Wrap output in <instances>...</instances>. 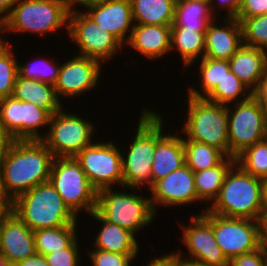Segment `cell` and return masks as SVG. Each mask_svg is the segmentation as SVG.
Instances as JSON below:
<instances>
[{"label": "cell", "mask_w": 267, "mask_h": 266, "mask_svg": "<svg viewBox=\"0 0 267 266\" xmlns=\"http://www.w3.org/2000/svg\"><path fill=\"white\" fill-rule=\"evenodd\" d=\"M54 158L41 140H11L0 159L8 195L14 200L48 182Z\"/></svg>", "instance_id": "obj_1"}, {"label": "cell", "mask_w": 267, "mask_h": 266, "mask_svg": "<svg viewBox=\"0 0 267 266\" xmlns=\"http://www.w3.org/2000/svg\"><path fill=\"white\" fill-rule=\"evenodd\" d=\"M69 13L68 0H19L1 22L2 39L13 32L43 37L57 34L63 28L68 34Z\"/></svg>", "instance_id": "obj_2"}, {"label": "cell", "mask_w": 267, "mask_h": 266, "mask_svg": "<svg viewBox=\"0 0 267 266\" xmlns=\"http://www.w3.org/2000/svg\"><path fill=\"white\" fill-rule=\"evenodd\" d=\"M11 212L32 231L80 223L49 181L16 197Z\"/></svg>", "instance_id": "obj_3"}, {"label": "cell", "mask_w": 267, "mask_h": 266, "mask_svg": "<svg viewBox=\"0 0 267 266\" xmlns=\"http://www.w3.org/2000/svg\"><path fill=\"white\" fill-rule=\"evenodd\" d=\"M207 211L224 217L260 221L263 214L260 178L244 172L235 163Z\"/></svg>", "instance_id": "obj_4"}, {"label": "cell", "mask_w": 267, "mask_h": 266, "mask_svg": "<svg viewBox=\"0 0 267 266\" xmlns=\"http://www.w3.org/2000/svg\"><path fill=\"white\" fill-rule=\"evenodd\" d=\"M138 119L136 132L134 130L131 142L121 153L123 186L141 192L142 188L147 187L149 190L152 187L151 167L156 145V112L149 107H143Z\"/></svg>", "instance_id": "obj_5"}, {"label": "cell", "mask_w": 267, "mask_h": 266, "mask_svg": "<svg viewBox=\"0 0 267 266\" xmlns=\"http://www.w3.org/2000/svg\"><path fill=\"white\" fill-rule=\"evenodd\" d=\"M120 189L123 190L119 191V187L118 189L115 187L97 191L95 211L107 222L128 229L137 236L140 231H143L142 229H146L155 222L158 214L152 207L148 196L150 194L141 196L138 193L137 195L135 188L124 186Z\"/></svg>", "instance_id": "obj_6"}, {"label": "cell", "mask_w": 267, "mask_h": 266, "mask_svg": "<svg viewBox=\"0 0 267 266\" xmlns=\"http://www.w3.org/2000/svg\"><path fill=\"white\" fill-rule=\"evenodd\" d=\"M187 97L186 119L178 131L183 140L206 143L229 157L227 106L205 98Z\"/></svg>", "instance_id": "obj_7"}, {"label": "cell", "mask_w": 267, "mask_h": 266, "mask_svg": "<svg viewBox=\"0 0 267 266\" xmlns=\"http://www.w3.org/2000/svg\"><path fill=\"white\" fill-rule=\"evenodd\" d=\"M64 107L51 115L48 132L41 139L55 158L75 157L84 147L94 143L97 129L90 118L80 117Z\"/></svg>", "instance_id": "obj_8"}, {"label": "cell", "mask_w": 267, "mask_h": 266, "mask_svg": "<svg viewBox=\"0 0 267 266\" xmlns=\"http://www.w3.org/2000/svg\"><path fill=\"white\" fill-rule=\"evenodd\" d=\"M49 182L77 217L96 210L97 190L74 157L54 158Z\"/></svg>", "instance_id": "obj_9"}, {"label": "cell", "mask_w": 267, "mask_h": 266, "mask_svg": "<svg viewBox=\"0 0 267 266\" xmlns=\"http://www.w3.org/2000/svg\"><path fill=\"white\" fill-rule=\"evenodd\" d=\"M112 141H97L84 147L74 158L97 190L122 187L123 147Z\"/></svg>", "instance_id": "obj_10"}, {"label": "cell", "mask_w": 267, "mask_h": 266, "mask_svg": "<svg viewBox=\"0 0 267 266\" xmlns=\"http://www.w3.org/2000/svg\"><path fill=\"white\" fill-rule=\"evenodd\" d=\"M68 36L77 46V55L94 59L103 67L124 51V46L112 34L84 12L70 10Z\"/></svg>", "instance_id": "obj_11"}, {"label": "cell", "mask_w": 267, "mask_h": 266, "mask_svg": "<svg viewBox=\"0 0 267 266\" xmlns=\"http://www.w3.org/2000/svg\"><path fill=\"white\" fill-rule=\"evenodd\" d=\"M229 157H236L244 149L267 138L265 118L257 99H249L227 106Z\"/></svg>", "instance_id": "obj_12"}, {"label": "cell", "mask_w": 267, "mask_h": 266, "mask_svg": "<svg viewBox=\"0 0 267 266\" xmlns=\"http://www.w3.org/2000/svg\"><path fill=\"white\" fill-rule=\"evenodd\" d=\"M51 115L44 109L13 96L0 99V125L11 140H41ZM42 130L43 132L41 133Z\"/></svg>", "instance_id": "obj_13"}, {"label": "cell", "mask_w": 267, "mask_h": 266, "mask_svg": "<svg viewBox=\"0 0 267 266\" xmlns=\"http://www.w3.org/2000/svg\"><path fill=\"white\" fill-rule=\"evenodd\" d=\"M196 214L191 215L186 225L180 223V240L187 252L185 256L182 255L181 249L177 252L182 257L200 261L208 266H229V260L216 242L212 228V213L202 210Z\"/></svg>", "instance_id": "obj_14"}, {"label": "cell", "mask_w": 267, "mask_h": 266, "mask_svg": "<svg viewBox=\"0 0 267 266\" xmlns=\"http://www.w3.org/2000/svg\"><path fill=\"white\" fill-rule=\"evenodd\" d=\"M212 228L217 244L229 261L261 246L259 220L224 217L212 213Z\"/></svg>", "instance_id": "obj_15"}, {"label": "cell", "mask_w": 267, "mask_h": 266, "mask_svg": "<svg viewBox=\"0 0 267 266\" xmlns=\"http://www.w3.org/2000/svg\"><path fill=\"white\" fill-rule=\"evenodd\" d=\"M103 66L96 60L75 54L60 64L57 81L54 84L58 99H73L84 96L97 87ZM62 98V99H60Z\"/></svg>", "instance_id": "obj_16"}, {"label": "cell", "mask_w": 267, "mask_h": 266, "mask_svg": "<svg viewBox=\"0 0 267 266\" xmlns=\"http://www.w3.org/2000/svg\"><path fill=\"white\" fill-rule=\"evenodd\" d=\"M149 190L156 214L159 206L169 209L203 202L195 189L194 173L186 164L156 181Z\"/></svg>", "instance_id": "obj_17"}, {"label": "cell", "mask_w": 267, "mask_h": 266, "mask_svg": "<svg viewBox=\"0 0 267 266\" xmlns=\"http://www.w3.org/2000/svg\"><path fill=\"white\" fill-rule=\"evenodd\" d=\"M162 116V113L156 112V145L151 167L152 186L156 181L185 164L182 134L177 129L176 134H171L169 129L166 134L163 124L167 122H164Z\"/></svg>", "instance_id": "obj_18"}, {"label": "cell", "mask_w": 267, "mask_h": 266, "mask_svg": "<svg viewBox=\"0 0 267 266\" xmlns=\"http://www.w3.org/2000/svg\"><path fill=\"white\" fill-rule=\"evenodd\" d=\"M84 13L112 34L124 47L134 26L130 0H111L93 6Z\"/></svg>", "instance_id": "obj_19"}, {"label": "cell", "mask_w": 267, "mask_h": 266, "mask_svg": "<svg viewBox=\"0 0 267 266\" xmlns=\"http://www.w3.org/2000/svg\"><path fill=\"white\" fill-rule=\"evenodd\" d=\"M219 19L208 24L205 32V56L215 60H227L243 45L242 29L236 18ZM217 22V23H216Z\"/></svg>", "instance_id": "obj_20"}, {"label": "cell", "mask_w": 267, "mask_h": 266, "mask_svg": "<svg viewBox=\"0 0 267 266\" xmlns=\"http://www.w3.org/2000/svg\"><path fill=\"white\" fill-rule=\"evenodd\" d=\"M36 253L34 232L10 212L2 222L0 255L14 264Z\"/></svg>", "instance_id": "obj_21"}, {"label": "cell", "mask_w": 267, "mask_h": 266, "mask_svg": "<svg viewBox=\"0 0 267 266\" xmlns=\"http://www.w3.org/2000/svg\"><path fill=\"white\" fill-rule=\"evenodd\" d=\"M170 40L171 25L134 24L126 44L147 60L154 61L170 53Z\"/></svg>", "instance_id": "obj_22"}, {"label": "cell", "mask_w": 267, "mask_h": 266, "mask_svg": "<svg viewBox=\"0 0 267 266\" xmlns=\"http://www.w3.org/2000/svg\"><path fill=\"white\" fill-rule=\"evenodd\" d=\"M230 70L254 92L267 80V52L242 45L229 59Z\"/></svg>", "instance_id": "obj_23"}, {"label": "cell", "mask_w": 267, "mask_h": 266, "mask_svg": "<svg viewBox=\"0 0 267 266\" xmlns=\"http://www.w3.org/2000/svg\"><path fill=\"white\" fill-rule=\"evenodd\" d=\"M101 224V229L94 235V243L91 249H100L120 254H140V244L138 237L130 230L119 227L104 220L96 211L88 217ZM137 238V239H136Z\"/></svg>", "instance_id": "obj_24"}, {"label": "cell", "mask_w": 267, "mask_h": 266, "mask_svg": "<svg viewBox=\"0 0 267 266\" xmlns=\"http://www.w3.org/2000/svg\"><path fill=\"white\" fill-rule=\"evenodd\" d=\"M12 96L20 101L31 102L50 115L65 106L58 99L53 84L26 79L19 75L16 77Z\"/></svg>", "instance_id": "obj_25"}, {"label": "cell", "mask_w": 267, "mask_h": 266, "mask_svg": "<svg viewBox=\"0 0 267 266\" xmlns=\"http://www.w3.org/2000/svg\"><path fill=\"white\" fill-rule=\"evenodd\" d=\"M205 32L171 27L170 53L179 52L184 68H194L196 61L205 56Z\"/></svg>", "instance_id": "obj_26"}, {"label": "cell", "mask_w": 267, "mask_h": 266, "mask_svg": "<svg viewBox=\"0 0 267 266\" xmlns=\"http://www.w3.org/2000/svg\"><path fill=\"white\" fill-rule=\"evenodd\" d=\"M216 18L210 1L176 0L174 21L171 27L206 31L208 24Z\"/></svg>", "instance_id": "obj_27"}, {"label": "cell", "mask_w": 267, "mask_h": 266, "mask_svg": "<svg viewBox=\"0 0 267 266\" xmlns=\"http://www.w3.org/2000/svg\"><path fill=\"white\" fill-rule=\"evenodd\" d=\"M134 24L172 25L176 0H130Z\"/></svg>", "instance_id": "obj_28"}, {"label": "cell", "mask_w": 267, "mask_h": 266, "mask_svg": "<svg viewBox=\"0 0 267 266\" xmlns=\"http://www.w3.org/2000/svg\"><path fill=\"white\" fill-rule=\"evenodd\" d=\"M234 164V157H226L220 164L213 168L193 172L198 197L206 204L203 209L204 211L207 210V204L209 203L208 205H210L218 196L225 176Z\"/></svg>", "instance_id": "obj_29"}, {"label": "cell", "mask_w": 267, "mask_h": 266, "mask_svg": "<svg viewBox=\"0 0 267 266\" xmlns=\"http://www.w3.org/2000/svg\"><path fill=\"white\" fill-rule=\"evenodd\" d=\"M199 63V64H198ZM199 67H197V79L199 78V84L197 87L188 85L187 95L196 98H206L217 86L219 82L230 71L229 61L227 60H215L208 57H203L197 60ZM199 69V70H198ZM198 87H200L198 89Z\"/></svg>", "instance_id": "obj_30"}, {"label": "cell", "mask_w": 267, "mask_h": 266, "mask_svg": "<svg viewBox=\"0 0 267 266\" xmlns=\"http://www.w3.org/2000/svg\"><path fill=\"white\" fill-rule=\"evenodd\" d=\"M78 226V227H77ZM78 224L33 231L36 252L43 256L68 248L77 238Z\"/></svg>", "instance_id": "obj_31"}, {"label": "cell", "mask_w": 267, "mask_h": 266, "mask_svg": "<svg viewBox=\"0 0 267 266\" xmlns=\"http://www.w3.org/2000/svg\"><path fill=\"white\" fill-rule=\"evenodd\" d=\"M183 144L185 164L193 172L213 168L227 157L221 150L206 143L183 140Z\"/></svg>", "instance_id": "obj_32"}, {"label": "cell", "mask_w": 267, "mask_h": 266, "mask_svg": "<svg viewBox=\"0 0 267 266\" xmlns=\"http://www.w3.org/2000/svg\"><path fill=\"white\" fill-rule=\"evenodd\" d=\"M253 92L230 70L205 98L220 105H231L249 99Z\"/></svg>", "instance_id": "obj_33"}, {"label": "cell", "mask_w": 267, "mask_h": 266, "mask_svg": "<svg viewBox=\"0 0 267 266\" xmlns=\"http://www.w3.org/2000/svg\"><path fill=\"white\" fill-rule=\"evenodd\" d=\"M235 163L254 177L267 175V138L244 149L235 157Z\"/></svg>", "instance_id": "obj_34"}, {"label": "cell", "mask_w": 267, "mask_h": 266, "mask_svg": "<svg viewBox=\"0 0 267 266\" xmlns=\"http://www.w3.org/2000/svg\"><path fill=\"white\" fill-rule=\"evenodd\" d=\"M47 57V58H46ZM22 64L18 62V75L26 79H34L42 82L55 84L58 78L61 63L48 56L36 57ZM34 60V61H33ZM55 60V61H54Z\"/></svg>", "instance_id": "obj_35"}, {"label": "cell", "mask_w": 267, "mask_h": 266, "mask_svg": "<svg viewBox=\"0 0 267 266\" xmlns=\"http://www.w3.org/2000/svg\"><path fill=\"white\" fill-rule=\"evenodd\" d=\"M0 48V99L12 96L18 75V60L10 39Z\"/></svg>", "instance_id": "obj_36"}, {"label": "cell", "mask_w": 267, "mask_h": 266, "mask_svg": "<svg viewBox=\"0 0 267 266\" xmlns=\"http://www.w3.org/2000/svg\"><path fill=\"white\" fill-rule=\"evenodd\" d=\"M238 21L242 29L243 44L267 52V14Z\"/></svg>", "instance_id": "obj_37"}, {"label": "cell", "mask_w": 267, "mask_h": 266, "mask_svg": "<svg viewBox=\"0 0 267 266\" xmlns=\"http://www.w3.org/2000/svg\"><path fill=\"white\" fill-rule=\"evenodd\" d=\"M91 266H132L139 254H120L100 249L87 250Z\"/></svg>", "instance_id": "obj_38"}, {"label": "cell", "mask_w": 267, "mask_h": 266, "mask_svg": "<svg viewBox=\"0 0 267 266\" xmlns=\"http://www.w3.org/2000/svg\"><path fill=\"white\" fill-rule=\"evenodd\" d=\"M80 240L77 238L68 248L45 255L49 266H82ZM81 264V265H80Z\"/></svg>", "instance_id": "obj_39"}, {"label": "cell", "mask_w": 267, "mask_h": 266, "mask_svg": "<svg viewBox=\"0 0 267 266\" xmlns=\"http://www.w3.org/2000/svg\"><path fill=\"white\" fill-rule=\"evenodd\" d=\"M267 251L260 246L258 249L235 256L229 261V266H265Z\"/></svg>", "instance_id": "obj_40"}, {"label": "cell", "mask_w": 267, "mask_h": 266, "mask_svg": "<svg viewBox=\"0 0 267 266\" xmlns=\"http://www.w3.org/2000/svg\"><path fill=\"white\" fill-rule=\"evenodd\" d=\"M264 14H267V0H241L240 10L235 18L244 20Z\"/></svg>", "instance_id": "obj_41"}, {"label": "cell", "mask_w": 267, "mask_h": 266, "mask_svg": "<svg viewBox=\"0 0 267 266\" xmlns=\"http://www.w3.org/2000/svg\"><path fill=\"white\" fill-rule=\"evenodd\" d=\"M211 9L215 16H219L218 11H225V18H235L240 10L241 0H209ZM220 9V10H219ZM217 12V13H216Z\"/></svg>", "instance_id": "obj_42"}, {"label": "cell", "mask_w": 267, "mask_h": 266, "mask_svg": "<svg viewBox=\"0 0 267 266\" xmlns=\"http://www.w3.org/2000/svg\"><path fill=\"white\" fill-rule=\"evenodd\" d=\"M253 96L257 99L263 112L267 127V80L264 81L254 92Z\"/></svg>", "instance_id": "obj_43"}, {"label": "cell", "mask_w": 267, "mask_h": 266, "mask_svg": "<svg viewBox=\"0 0 267 266\" xmlns=\"http://www.w3.org/2000/svg\"><path fill=\"white\" fill-rule=\"evenodd\" d=\"M68 1H69V5H70V10L84 12L85 10H87L93 6L101 5V4H104V3L109 2L111 0H68ZM77 5L79 7L82 6L83 10H82V7L80 9Z\"/></svg>", "instance_id": "obj_44"}, {"label": "cell", "mask_w": 267, "mask_h": 266, "mask_svg": "<svg viewBox=\"0 0 267 266\" xmlns=\"http://www.w3.org/2000/svg\"><path fill=\"white\" fill-rule=\"evenodd\" d=\"M13 266H49V264L45 256L36 253L26 259L14 263Z\"/></svg>", "instance_id": "obj_45"}, {"label": "cell", "mask_w": 267, "mask_h": 266, "mask_svg": "<svg viewBox=\"0 0 267 266\" xmlns=\"http://www.w3.org/2000/svg\"><path fill=\"white\" fill-rule=\"evenodd\" d=\"M152 260L146 262L144 266H174V252L166 253L165 255L154 256Z\"/></svg>", "instance_id": "obj_46"}, {"label": "cell", "mask_w": 267, "mask_h": 266, "mask_svg": "<svg viewBox=\"0 0 267 266\" xmlns=\"http://www.w3.org/2000/svg\"><path fill=\"white\" fill-rule=\"evenodd\" d=\"M174 266H208L200 261L182 257L178 252L174 251Z\"/></svg>", "instance_id": "obj_47"}, {"label": "cell", "mask_w": 267, "mask_h": 266, "mask_svg": "<svg viewBox=\"0 0 267 266\" xmlns=\"http://www.w3.org/2000/svg\"><path fill=\"white\" fill-rule=\"evenodd\" d=\"M0 200L9 208L11 209L13 204V199L8 195L3 179V171L0 163Z\"/></svg>", "instance_id": "obj_48"}, {"label": "cell", "mask_w": 267, "mask_h": 266, "mask_svg": "<svg viewBox=\"0 0 267 266\" xmlns=\"http://www.w3.org/2000/svg\"><path fill=\"white\" fill-rule=\"evenodd\" d=\"M19 0H0V23L12 11Z\"/></svg>", "instance_id": "obj_49"}, {"label": "cell", "mask_w": 267, "mask_h": 266, "mask_svg": "<svg viewBox=\"0 0 267 266\" xmlns=\"http://www.w3.org/2000/svg\"><path fill=\"white\" fill-rule=\"evenodd\" d=\"M261 246L267 251V211H264L260 220Z\"/></svg>", "instance_id": "obj_50"}, {"label": "cell", "mask_w": 267, "mask_h": 266, "mask_svg": "<svg viewBox=\"0 0 267 266\" xmlns=\"http://www.w3.org/2000/svg\"><path fill=\"white\" fill-rule=\"evenodd\" d=\"M10 137L4 132L0 125V159L4 156L5 150L10 143Z\"/></svg>", "instance_id": "obj_51"}, {"label": "cell", "mask_w": 267, "mask_h": 266, "mask_svg": "<svg viewBox=\"0 0 267 266\" xmlns=\"http://www.w3.org/2000/svg\"><path fill=\"white\" fill-rule=\"evenodd\" d=\"M263 212L267 211V175L260 178Z\"/></svg>", "instance_id": "obj_52"}, {"label": "cell", "mask_w": 267, "mask_h": 266, "mask_svg": "<svg viewBox=\"0 0 267 266\" xmlns=\"http://www.w3.org/2000/svg\"><path fill=\"white\" fill-rule=\"evenodd\" d=\"M10 212L11 209L0 200V218H5Z\"/></svg>", "instance_id": "obj_53"}, {"label": "cell", "mask_w": 267, "mask_h": 266, "mask_svg": "<svg viewBox=\"0 0 267 266\" xmlns=\"http://www.w3.org/2000/svg\"><path fill=\"white\" fill-rule=\"evenodd\" d=\"M0 266H13V263L0 255Z\"/></svg>", "instance_id": "obj_54"}, {"label": "cell", "mask_w": 267, "mask_h": 266, "mask_svg": "<svg viewBox=\"0 0 267 266\" xmlns=\"http://www.w3.org/2000/svg\"><path fill=\"white\" fill-rule=\"evenodd\" d=\"M6 42L2 39V36H0V48L5 44Z\"/></svg>", "instance_id": "obj_55"}, {"label": "cell", "mask_w": 267, "mask_h": 266, "mask_svg": "<svg viewBox=\"0 0 267 266\" xmlns=\"http://www.w3.org/2000/svg\"><path fill=\"white\" fill-rule=\"evenodd\" d=\"M4 218H0V233H1V228H2V222Z\"/></svg>", "instance_id": "obj_56"}]
</instances>
